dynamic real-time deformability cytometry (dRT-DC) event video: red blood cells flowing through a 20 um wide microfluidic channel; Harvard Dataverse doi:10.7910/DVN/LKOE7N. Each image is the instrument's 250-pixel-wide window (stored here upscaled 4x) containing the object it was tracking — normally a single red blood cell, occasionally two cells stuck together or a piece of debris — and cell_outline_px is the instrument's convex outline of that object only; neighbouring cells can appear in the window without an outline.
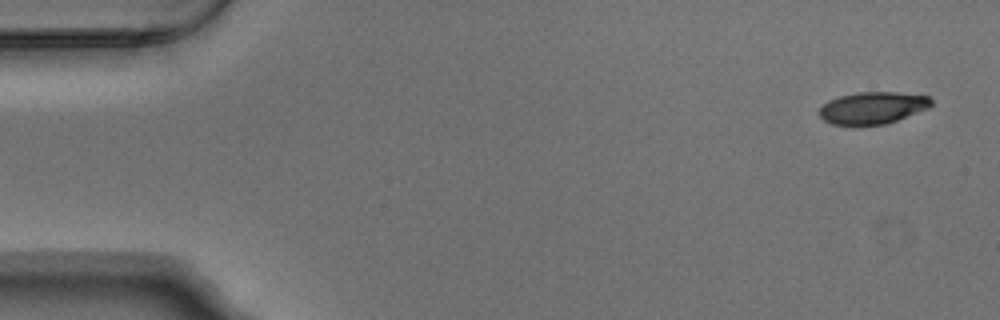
{"species": "Egyptian fruit bat (a non-hibernating species)", "species_latin": "Rousettus aegyptiacus", "temperature_condition": "warm", "stored_images_in_passage": 6, "camera_frame_rate_fps": 3000, "um_per_image_px": 0.085, "animal": {"sex": "male"}, "frame": {"image": 1, "passage_image": 1, "time_ms": 0.0, "image_size_px": [1000, 320], "cell_outline_px": [[932, 104], [928, 108], [896, 120], [884, 124], [856, 128], [832, 124], [824, 120], [820, 116], [820, 108], [828, 100], [840, 96], [856, 92], [896, 92], [928, 96], [932, 100]], "centroid_in_image_um": [74.13, 9.2], "position_along_channel_um": 10.9, "area_um2": 21.27}}
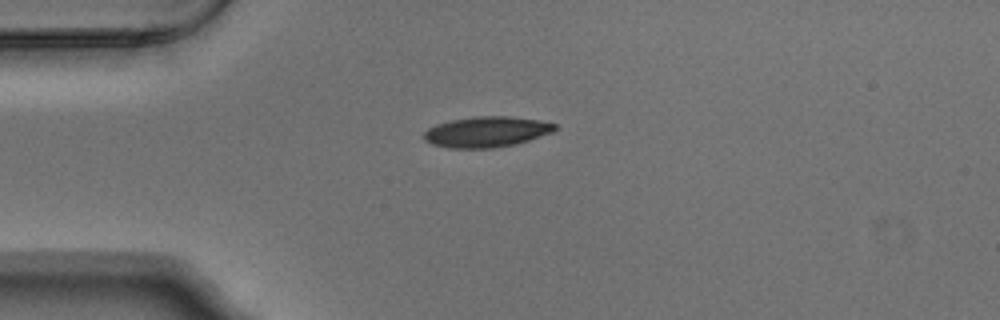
{"frame": {"image": 2, "passage_image": 4, "time_ms": 1.0, "image_size_px": [1000, 320], "cell_outline_px": [[556, 128], [552, 132], [516, 144], [492, 148], [448, 148], [432, 144], [424, 140], [424, 132], [428, 128], [436, 124], [452, 120], [476, 116], [508, 116], [540, 120], [556, 124]], "centroid_in_image_um": [41.34, 11.21], "position_along_channel_um": 43.7, "area_um2": 23.29}}
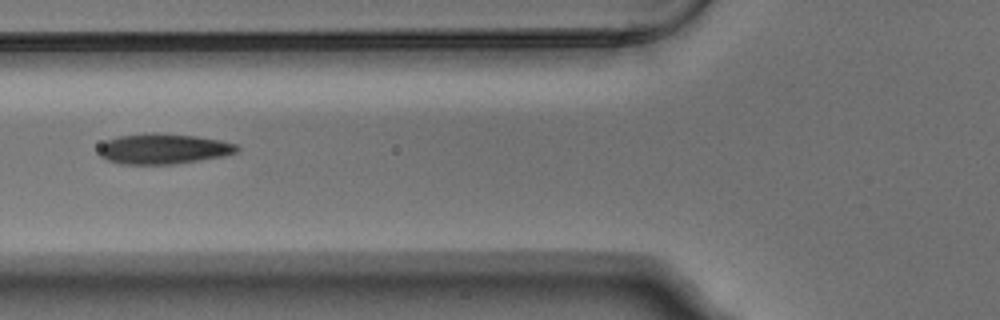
{"frame": {"image": 3, "passage_image": 6, "time_ms": 1.667, "image_size_px": [1000, 320], "cell_outline_px": [[240, 152], [224, 156], [200, 160], [172, 164], [120, 164], [108, 160], [100, 156], [100, 144], [108, 140], [120, 136], [152, 132], [156, 132], [196, 136], [220, 140], [236, 144], [240, 148]], "centroid_in_image_um": [13.93, 12.65], "position_along_channel_um": 111.9, "area_um2": 24.51}}